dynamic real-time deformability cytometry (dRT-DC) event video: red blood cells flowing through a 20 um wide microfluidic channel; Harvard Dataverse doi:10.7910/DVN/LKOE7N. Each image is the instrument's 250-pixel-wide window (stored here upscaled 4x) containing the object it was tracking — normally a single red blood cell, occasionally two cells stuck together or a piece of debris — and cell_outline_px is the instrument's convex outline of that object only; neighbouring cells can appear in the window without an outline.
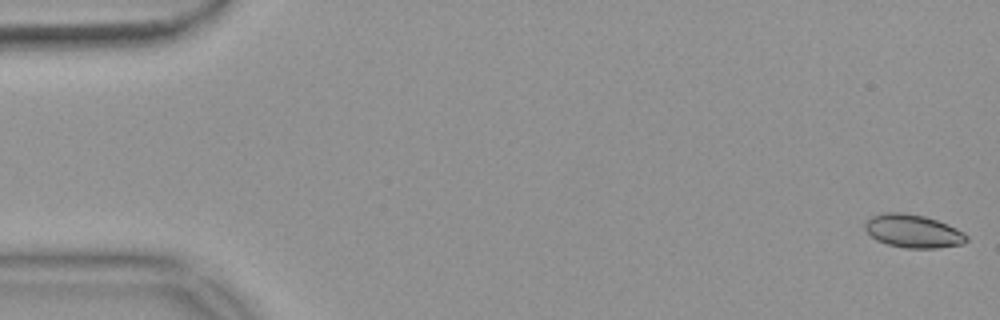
{"species": "common noctule bat (a hibernating species)", "species_latin": "Nyctalus noctula", "temperature_condition": "warm", "stored_images_in_passage": 55, "camera_frame_rate_fps": 3000, "um_per_image_px": 0.085, "animal": {"sex": "female", "body_mass_g": 18.4}, "frame": {"image": 1, "passage_image": 1, "time_ms": 0.0, "image_size_px": [1000, 320], "cell_outline_px": [[968, 240], [964, 244], [940, 248], [904, 248], [888, 244], [876, 240], [864, 228], [864, 220], [872, 216], [884, 212], [900, 212], [924, 216], [948, 224], [964, 232], [968, 236]], "centroid_in_image_um": [77.62, 19.65], "position_along_channel_um": 7.4, "area_um2": 19.83}}
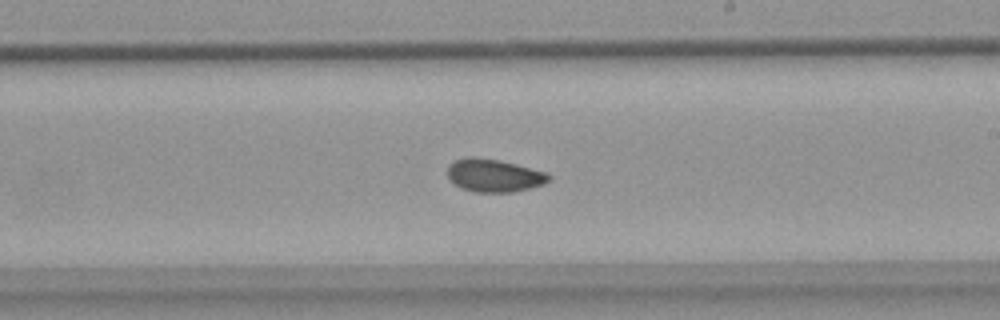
{"frame": {"image": 2, "passage_image": 32, "time_ms": 10.333, "image_size_px": [1000, 320], "cell_outline_px": [[552, 176], [544, 184], [512, 192], [476, 192], [460, 188], [448, 180], [448, 164], [452, 160], [468, 156], [476, 156], [500, 160], [548, 172]], "centroid_in_image_um": [41.95, 14.89], "position_along_channel_um": 247.1, "area_um2": 19.77}}
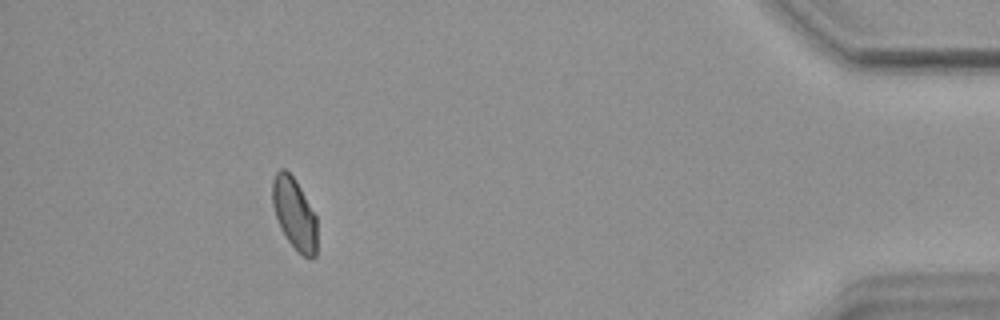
{"frame": {"image": 3, "passage_image": 50, "time_ms": 16.333, "image_size_px": [1000, 320], "cell_outline_px": [[316, 256], [312, 260], [304, 256], [288, 240], [280, 228], [272, 204], [272, 180], [276, 172], [280, 168], [284, 168], [296, 180], [316, 216]], "centroid_in_image_um": [25.01, 18.14], "position_along_channel_um": 410.2, "area_um2": 18.5}, "authors_computed_cell_mechanics": {"area_um2": 19.2474, "velocity_mm_per_s": 3.6931, "shape_relaxation_time_tau1_ms": 9.7659, "shape_relaxation_time_tau2_ms": 1.7607, "deformation_change_tau1": 0.145, "deformation_change_tau2": 0.0546}}